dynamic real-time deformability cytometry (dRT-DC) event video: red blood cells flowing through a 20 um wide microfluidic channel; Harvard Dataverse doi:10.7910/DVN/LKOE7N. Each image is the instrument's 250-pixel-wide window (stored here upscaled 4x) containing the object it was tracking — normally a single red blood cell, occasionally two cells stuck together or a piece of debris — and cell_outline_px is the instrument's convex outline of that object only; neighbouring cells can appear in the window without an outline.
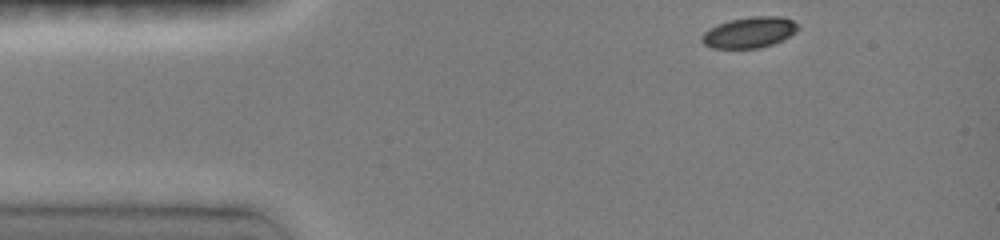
{"species": "common noctule bat (a hibernating species)", "species_latin": "Nyctalus noctula", "temperature_condition": "room temperature", "stored_images_in_passage": 37, "camera_frame_rate_fps": 3000, "um_per_image_px": 0.085, "animal": {"sex": "female", "body_mass_g": 19.0, "forearm_length_mm": 51.5}, "frame": {"image": 1, "passage_image": 1, "time_ms": 0.0, "image_size_px": [1000, 240], "cell_outline_px": [[800, 28], [796, 32], [772, 44], [760, 48], [712, 48], [704, 44], [700, 40], [700, 36], [708, 28], [716, 24], [728, 20], [752, 16], [780, 16], [792, 20]], "centroid_in_image_um": [63.65, 2.75], "position_along_channel_um": 21.4, "area_um2": 17.4}}
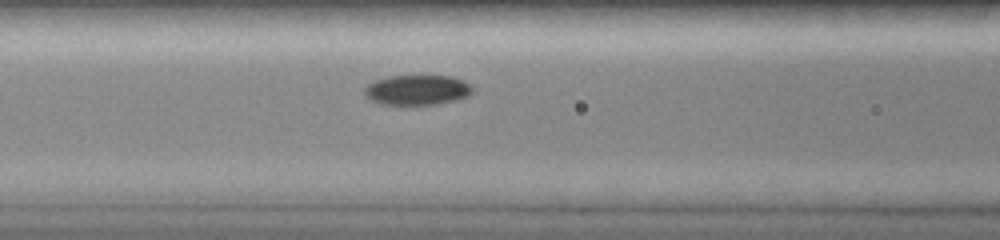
{"frame": {"image": 2, "passage_image": 14, "time_ms": 4.333, "image_size_px": [1000, 240], "cell_outline_px": [[472, 92], [468, 96], [456, 100], [440, 104], [380, 104], [372, 100], [364, 92], [364, 88], [368, 84], [376, 80], [388, 76], [452, 76], [464, 80], [472, 88]], "centroid_in_image_um": [35.48, 7.64], "position_along_channel_um": 131.1, "area_um2": 18.79}}
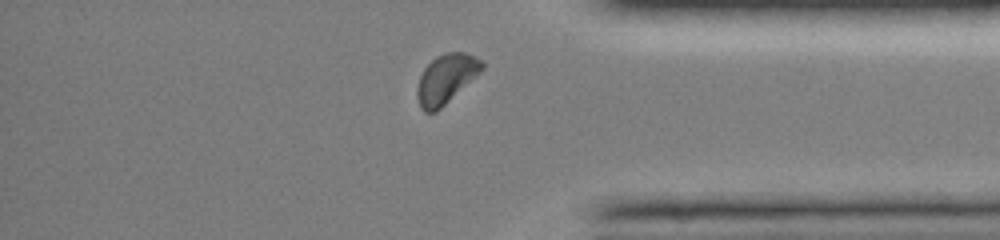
{"frame": {"image": 3, "passage_image": 34, "time_ms": 11.0, "image_size_px": [1000, 240], "cell_outline_px": [[484, 68], [476, 76], [436, 112], [424, 112], [420, 108], [416, 96], [416, 88], [420, 76], [424, 68], [436, 56], [444, 52], [464, 52], [484, 60]], "centroid_in_image_um": [37.9, 6.69], "position_along_channel_um": 397.3, "area_um2": 18.61}, "authors_computed_cell_mechanics": {"area_um2": 18.6116, "velocity_mm_per_s": 4.0563, "shape_relaxation_time_tau1_ms": 2.1415, "shape_relaxation_time_tau2_ms": null, "deformation_change_tau1": 0.0911, "deformation_change_tau2": null}}